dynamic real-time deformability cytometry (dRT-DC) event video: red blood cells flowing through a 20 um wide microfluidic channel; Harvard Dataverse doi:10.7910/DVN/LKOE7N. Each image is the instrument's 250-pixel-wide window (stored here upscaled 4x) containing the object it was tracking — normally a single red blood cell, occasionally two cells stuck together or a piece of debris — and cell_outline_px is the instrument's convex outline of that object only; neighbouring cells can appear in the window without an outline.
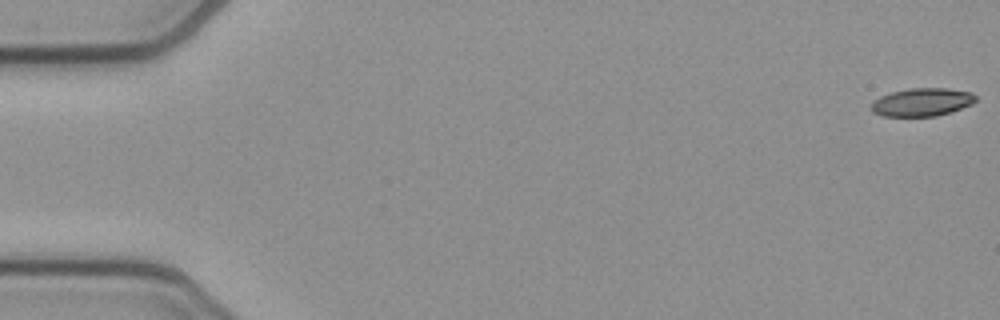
{"species": "common noctule bat (a hibernating species)", "species_latin": "Nyctalus noctula", "temperature_condition": "cold", "stored_images_in_passage": 53, "camera_frame_rate_fps": 3000, "um_per_image_px": 0.085, "animal": {"sex": "female", "body_mass_g": 21.9}, "frame": {"image": 1, "passage_image": 1, "time_ms": 0.0, "image_size_px": [1000, 320], "cell_outline_px": [[976, 100], [972, 104], [952, 112], [936, 116], [884, 116], [872, 112], [872, 104], [880, 96], [892, 92], [912, 88], [948, 88], [972, 92], [976, 96]], "centroid_in_image_um": [78.42, 8.68], "position_along_channel_um": 6.6, "area_um2": 17.05}}
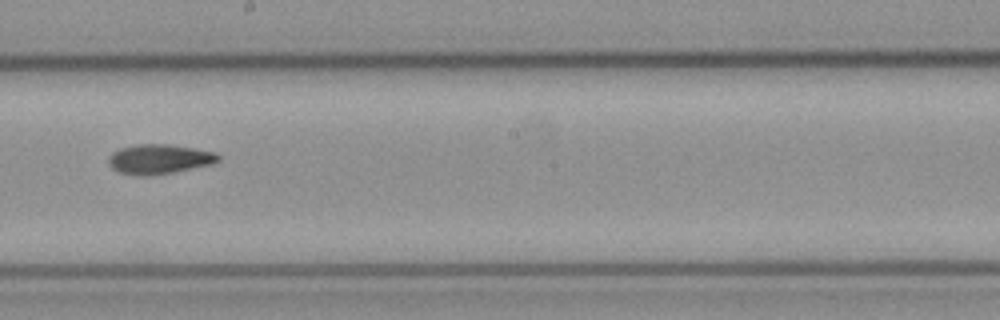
{"frame": {"image": 2, "passage_image": 30, "time_ms": 9.667, "image_size_px": [1000, 320], "cell_outline_px": [[220, 160], [212, 164], [172, 172], [144, 176], [136, 176], [120, 172], [112, 168], [108, 164], [108, 156], [112, 152], [120, 148], [136, 144], [168, 144], [216, 152], [220, 156]], "centroid_in_image_um": [13.51, 13.52], "position_along_channel_um": 234.7, "area_um2": 18.96}}
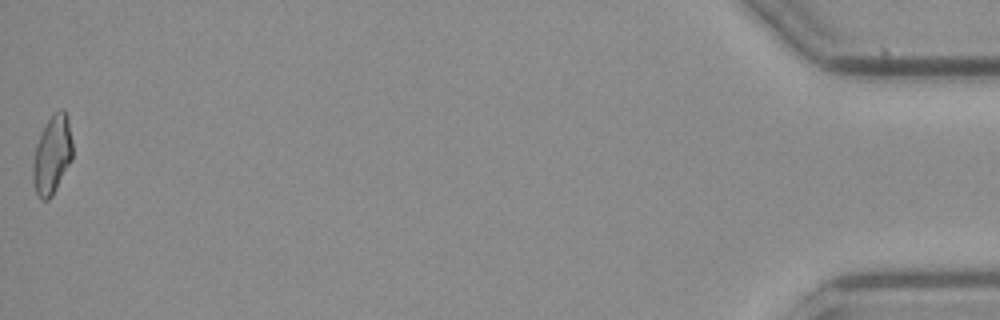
{"frame": {"image": 3, "passage_image": 53, "time_ms": 17.333, "image_size_px": [1000, 320], "cell_outline_px": [[72, 160], [52, 196], [48, 200], [40, 200], [36, 196], [32, 184], [32, 164], [36, 144], [52, 112], [60, 108], [64, 108], [68, 116], [72, 140]], "centroid_in_image_um": [4.42, 13.17], "position_along_channel_um": 430.8, "area_um2": 18.55}, "authors_computed_cell_mechanics": {"area_um2": 18.207, "velocity_mm_per_s": 3.8985, "shape_relaxation_time_tau1_ms": null, "shape_relaxation_time_tau2_ms": 7.6514, "deformation_change_tau1": null, "deformation_change_tau2": 0.165}}